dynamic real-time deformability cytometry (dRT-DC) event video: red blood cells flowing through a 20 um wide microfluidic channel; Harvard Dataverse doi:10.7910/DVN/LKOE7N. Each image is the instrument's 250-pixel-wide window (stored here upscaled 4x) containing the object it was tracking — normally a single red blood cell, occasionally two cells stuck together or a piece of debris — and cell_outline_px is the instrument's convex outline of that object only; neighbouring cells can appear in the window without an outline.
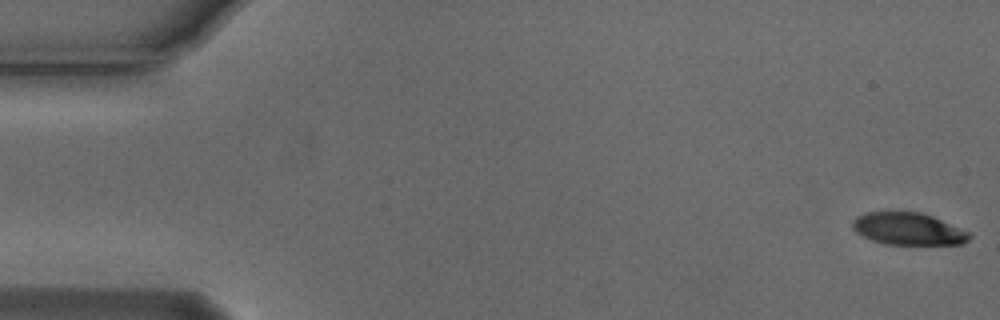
{"species": "Egyptian fruit bat (a non-hibernating species)", "species_latin": "Rousettus aegyptiacus", "temperature_condition": "cold", "stored_images_in_passage": 55, "camera_frame_rate_fps": 3000, "um_per_image_px": 0.085, "animal": {"sex": "male"}, "frame": {"image": 1, "passage_image": 1, "time_ms": 0.0, "image_size_px": [1000, 320], "cell_outline_px": [[972, 236], [964, 244], [884, 244], [872, 240], [856, 232], [852, 228], [852, 220], [856, 216], [868, 212], [920, 212], [932, 216], [968, 232]], "centroid_in_image_um": [77.17, 19.45], "position_along_channel_um": 7.8, "area_um2": 21.73}}
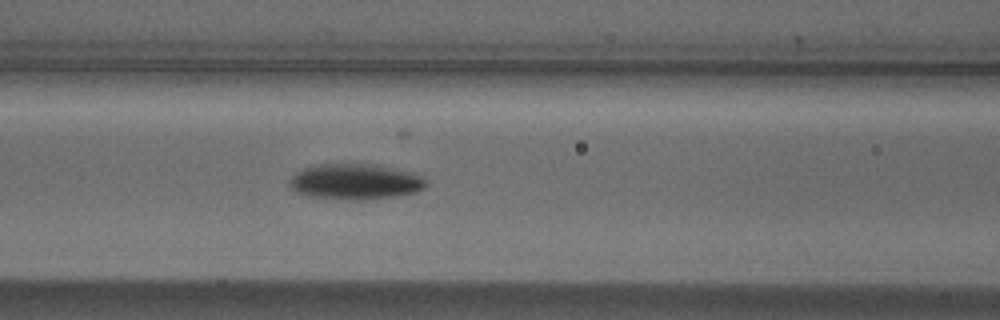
{"frame": {"image": 2, "passage_image": 23, "time_ms": 7.333, "image_size_px": [1000, 320], "cell_outline_px": [[428, 184], [424, 188], [416, 192], [396, 196], [364, 200], [356, 200], [308, 196], [296, 192], [288, 184], [292, 176], [296, 172], [304, 168], [320, 164], [360, 164], [388, 168], [408, 172], [424, 176]], "centroid_in_image_um": [30.18, 15.46], "position_along_channel_um": 136.4, "area_um2": 27.98}}
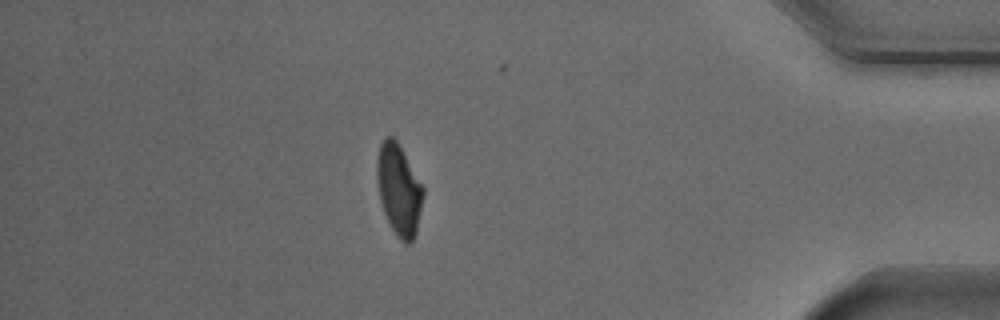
{"frame": {"image": 3, "passage_image": 48, "time_ms": 15.667, "image_size_px": [1000, 320], "cell_outline_px": [[424, 192], [416, 232], [412, 240], [408, 244], [400, 240], [396, 236], [384, 212], [380, 200], [376, 176], [376, 160], [380, 144], [384, 136], [392, 136], [396, 140], [424, 188]], "centroid_in_image_um": [33.88, 16.11], "position_along_channel_um": 401.3, "area_um2": 24.28}, "authors_computed_cell_mechanics": {"area_um2": 24.7962, "velocity_mm_per_s": 3.7124, "shape_relaxation_time_tau1_ms": 3.2235, "shape_relaxation_time_tau2_ms": null, "deformation_change_tau1": 0.1383, "deformation_change_tau2": null}}